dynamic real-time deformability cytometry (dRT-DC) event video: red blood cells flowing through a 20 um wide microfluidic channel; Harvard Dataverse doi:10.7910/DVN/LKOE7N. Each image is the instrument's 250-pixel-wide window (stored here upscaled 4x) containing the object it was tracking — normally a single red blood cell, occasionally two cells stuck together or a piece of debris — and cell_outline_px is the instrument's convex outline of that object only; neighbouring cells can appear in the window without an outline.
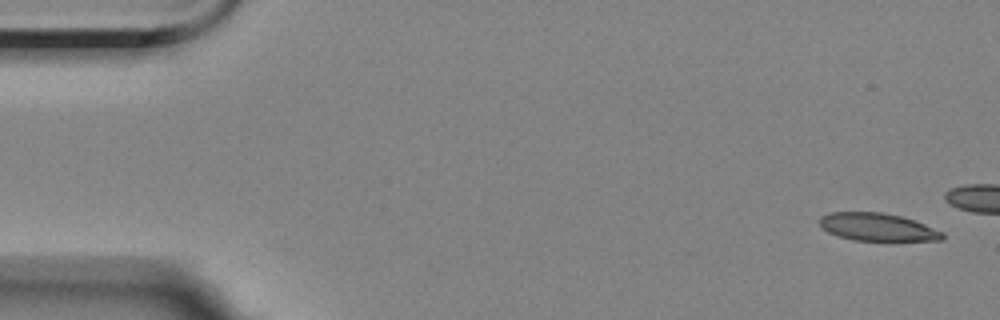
{"species": "Egyptian fruit bat (a non-hibernating species)", "species_latin": "Rousettus aegyptiacus", "temperature_condition": "room temperature", "stored_images_in_passage": 5, "camera_frame_rate_fps": 3000, "um_per_image_px": 0.085, "animal": {"sex": "female"}, "frame": {"image": 1, "passage_image": 1, "time_ms": 0.0, "image_size_px": [1000, 320], "cell_outline_px": [[944, 240], [852, 240], [828, 232], [820, 224], [820, 216], [828, 212], [880, 212], [900, 216], [924, 224], [944, 232]], "centroid_in_image_um": [74.58, 19.29], "position_along_channel_um": 10.4, "area_um2": 19.59}}